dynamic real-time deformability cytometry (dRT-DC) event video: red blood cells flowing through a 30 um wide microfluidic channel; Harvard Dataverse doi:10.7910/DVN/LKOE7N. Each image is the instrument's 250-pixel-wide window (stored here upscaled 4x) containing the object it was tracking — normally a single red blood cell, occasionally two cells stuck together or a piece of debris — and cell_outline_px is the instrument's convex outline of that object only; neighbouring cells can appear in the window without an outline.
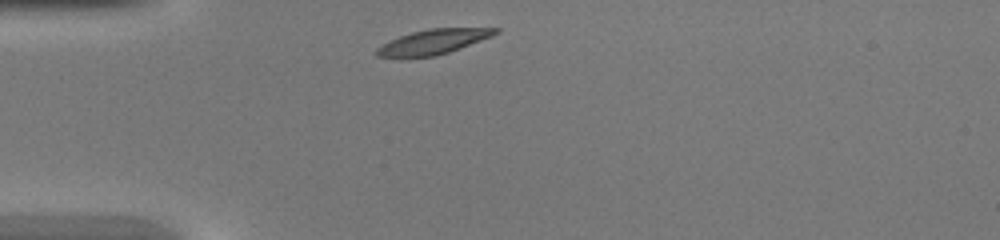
{"species": "common noctule bat (a hibernating species)", "species_latin": "Nyctalus noctula", "temperature_condition": "warm", "stored_images_in_passage": 28, "camera_frame_rate_fps": 3000, "um_per_image_px": 0.085, "animal": {"sex": "female", "body_mass_g": 20.0, "forearm_length_mm": 54.0}, "frame": {"image": 1, "passage_image": 1, "time_ms": 0.0, "image_size_px": [1000, 240], "cell_outline_px": [[500, 32], [492, 36], [460, 48], [436, 56], [400, 60], [376, 56], [372, 52], [376, 48], [400, 36], [412, 32], [428, 28], [500, 28]], "centroid_in_image_um": [36.73, 3.6], "position_along_channel_um": 48.3, "area_um2": 17.69}}
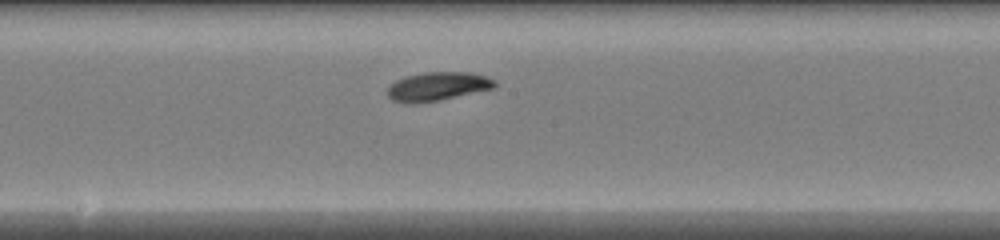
{"frame": {"image": 2, "passage_image": 13, "time_ms": 4.0, "image_size_px": [1000, 240], "cell_outline_px": [[496, 88], [440, 100], [416, 104], [404, 104], [392, 100], [388, 96], [388, 88], [396, 80], [408, 76], [424, 72], [468, 72], [484, 76], [496, 80]], "centroid_in_image_um": [37.2, 7.36], "position_along_channel_um": 211.0, "area_um2": 18.03}}
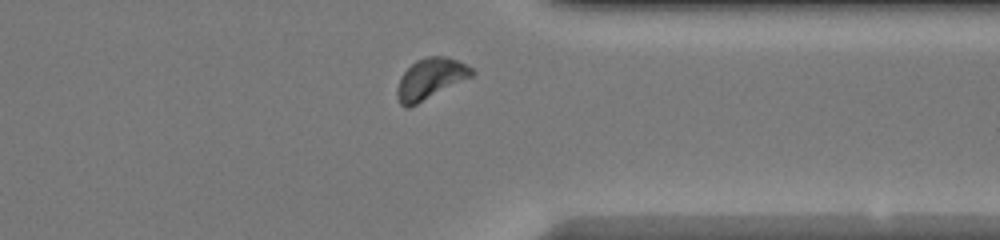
{"frame": {"image": 3, "passage_image": 24, "time_ms": 7.667, "image_size_px": [1000, 240], "cell_outline_px": [[476, 72], [472, 76], [408, 108], [404, 108], [400, 104], [396, 96], [396, 88], [400, 76], [416, 60], [428, 56], [444, 56], [456, 60], [472, 68]], "centroid_in_image_um": [36.54, 6.7], "position_along_channel_um": 374.9, "area_um2": 17.57}}